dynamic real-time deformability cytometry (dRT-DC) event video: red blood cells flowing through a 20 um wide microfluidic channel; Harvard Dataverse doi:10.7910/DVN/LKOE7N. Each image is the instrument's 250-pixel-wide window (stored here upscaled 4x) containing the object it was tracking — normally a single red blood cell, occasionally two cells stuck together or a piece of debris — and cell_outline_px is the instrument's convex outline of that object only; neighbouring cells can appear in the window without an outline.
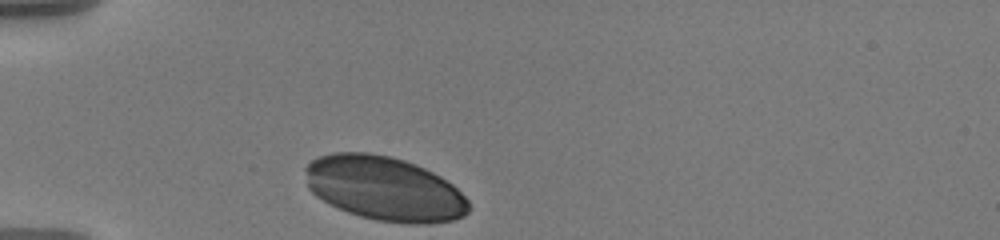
{"species": "human", "species_latin": "Homo sapiens", "temperature_condition": "warm", "stored_images_in_passage": 33, "camera_frame_rate_fps": 3000, "um_per_image_px": 0.085, "donor": {"sex": "male"}, "frame": {"image": 1, "passage_image": 1, "time_ms": 0.0, "image_size_px": [1000, 240], "cell_outline_px": [[472, 208], [464, 216], [452, 220], [428, 224], [408, 224], [376, 220], [360, 216], [348, 212], [328, 204], [316, 196], [308, 188], [304, 168], [312, 160], [320, 156], [332, 152], [368, 152], [392, 156], [416, 164], [440, 176], [452, 184], [468, 200]], "centroid_in_image_um": [32.67, 16.03], "position_along_channel_um": 52.3, "area_um2": 61.61}}